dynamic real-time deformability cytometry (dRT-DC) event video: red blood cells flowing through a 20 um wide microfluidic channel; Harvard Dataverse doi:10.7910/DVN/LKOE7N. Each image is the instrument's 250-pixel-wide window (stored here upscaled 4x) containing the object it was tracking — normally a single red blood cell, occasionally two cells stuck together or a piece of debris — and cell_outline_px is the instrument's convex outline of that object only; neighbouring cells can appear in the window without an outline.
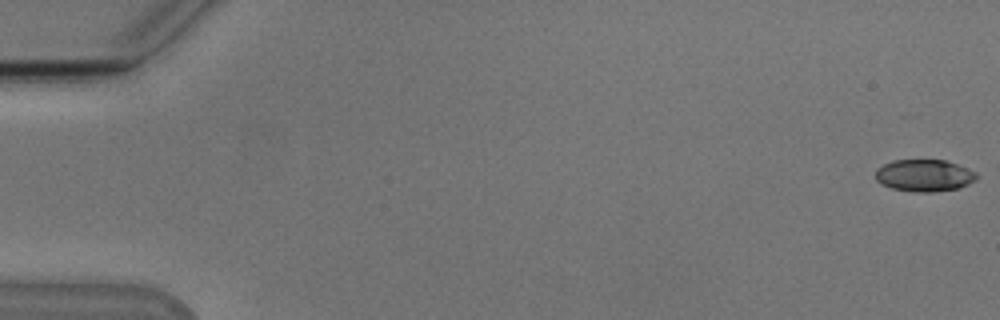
{"species": "Egyptian fruit bat (a non-hibernating species)", "species_latin": "Rousettus aegyptiacus", "temperature_condition": "cold", "stored_images_in_passage": 47, "camera_frame_rate_fps": 3000, "um_per_image_px": 0.085, "animal": {"sex": "male"}, "frame": {"image": 1, "passage_image": 1, "time_ms": 0.0, "image_size_px": [1000, 320], "cell_outline_px": [[976, 180], [960, 188], [932, 192], [912, 192], [892, 188], [880, 184], [876, 180], [876, 168], [892, 160], [944, 160], [956, 164], [976, 172]], "centroid_in_image_um": [78.53, 14.92], "position_along_channel_um": 6.5, "area_um2": 18.9}}
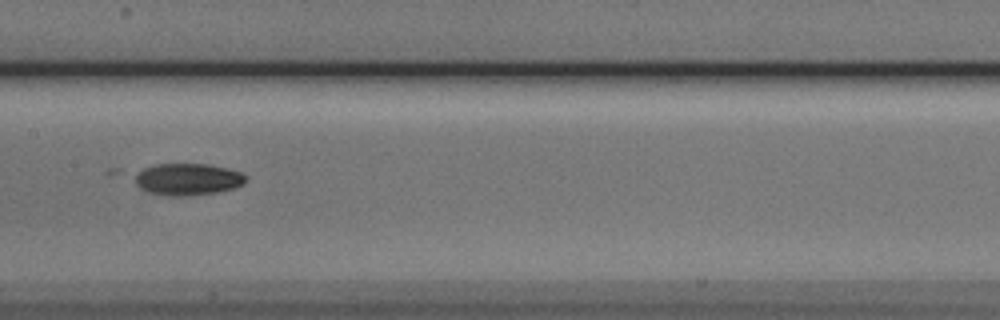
{"frame": {"image": 2, "passage_image": 28, "time_ms": 9.0, "image_size_px": [1000, 320], "cell_outline_px": [[248, 180], [244, 184], [236, 188], [216, 192], [188, 196], [164, 196], [148, 192], [140, 188], [136, 184], [136, 172], [144, 168], [156, 164], [208, 164], [240, 172], [248, 176]], "centroid_in_image_um": [15.98, 15.25], "position_along_channel_um": 191.4, "area_um2": 20.75}}
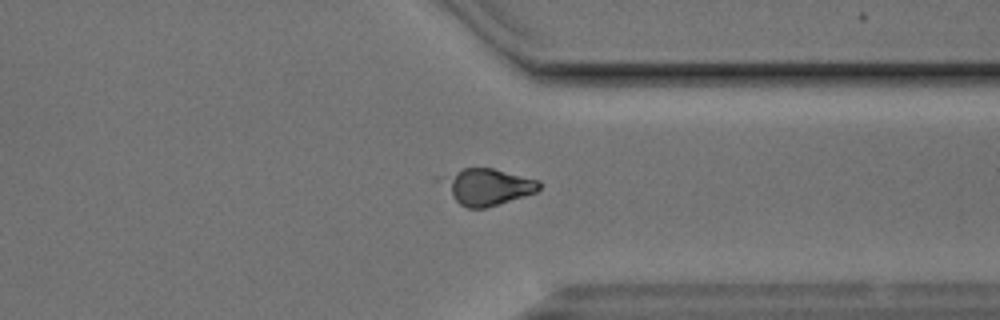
{"frame": {"image": 3, "passage_image": 42, "time_ms": 13.667, "image_size_px": [1000, 320], "cell_outline_px": [[540, 188], [536, 192], [524, 196], [484, 208], [468, 208], [460, 204], [452, 196], [444, 180], [448, 176], [464, 168], [492, 168], [540, 180]], "centroid_in_image_um": [41.53, 15.88], "position_along_channel_um": 369.9, "area_um2": 19.71}}